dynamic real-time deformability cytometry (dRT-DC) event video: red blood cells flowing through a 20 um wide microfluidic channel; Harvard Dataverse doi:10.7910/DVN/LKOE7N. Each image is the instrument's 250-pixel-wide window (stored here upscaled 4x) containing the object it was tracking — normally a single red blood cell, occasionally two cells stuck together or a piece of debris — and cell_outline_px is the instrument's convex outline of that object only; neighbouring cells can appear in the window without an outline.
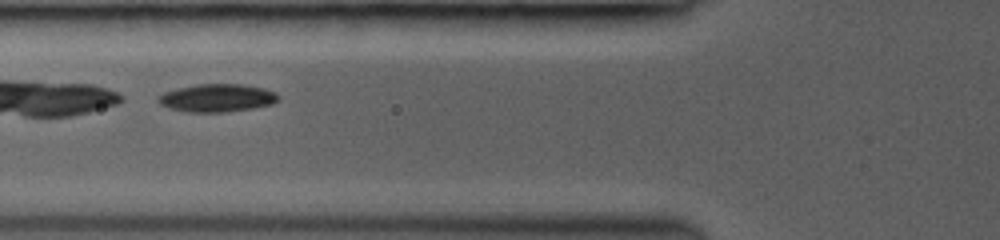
{"species": "common noctule bat (a hibernating species)", "species_latin": "Nyctalus noctula", "temperature_condition": "room temperature", "stored_images_in_passage": 29, "camera_frame_rate_fps": 3000, "um_per_image_px": 0.085, "animal": {"sex": "female", "body_mass_g": 19.0, "forearm_length_mm": 53.3}, "frame": {"image": 1, "passage_image": 17, "time_ms": 3.333, "image_size_px": [1000, 240], "cell_outline_px": [[280, 100], [272, 104], [252, 108], [224, 112], [184, 112], [168, 108], [160, 104], [156, 100], [156, 96], [164, 92], [176, 88], [196, 84], [240, 84], [264, 88], [276, 92], [280, 96]], "centroid_in_image_um": [18.42, 8.32], "position_along_channel_um": 107.4, "area_um2": 19.83}}
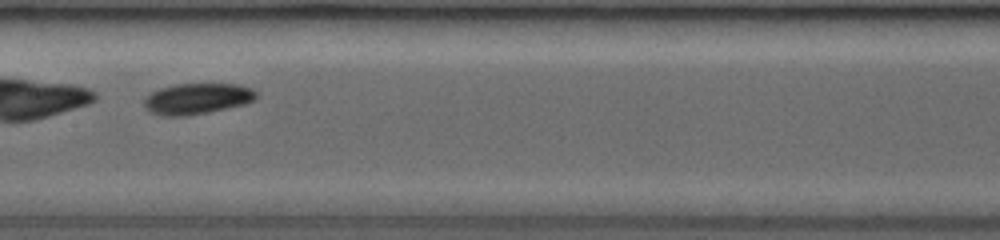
{"frame": {"image": 2, "passage_image": 28, "time_ms": 5.333, "image_size_px": [1000, 240], "cell_outline_px": [[256, 96], [252, 100], [244, 104], [208, 112], [188, 116], [160, 116], [148, 112], [144, 108], [144, 96], [160, 88], [176, 84], [236, 84], [252, 88], [256, 92]], "centroid_in_image_um": [16.68, 8.4], "position_along_channel_um": 190.7, "area_um2": 20.29}}